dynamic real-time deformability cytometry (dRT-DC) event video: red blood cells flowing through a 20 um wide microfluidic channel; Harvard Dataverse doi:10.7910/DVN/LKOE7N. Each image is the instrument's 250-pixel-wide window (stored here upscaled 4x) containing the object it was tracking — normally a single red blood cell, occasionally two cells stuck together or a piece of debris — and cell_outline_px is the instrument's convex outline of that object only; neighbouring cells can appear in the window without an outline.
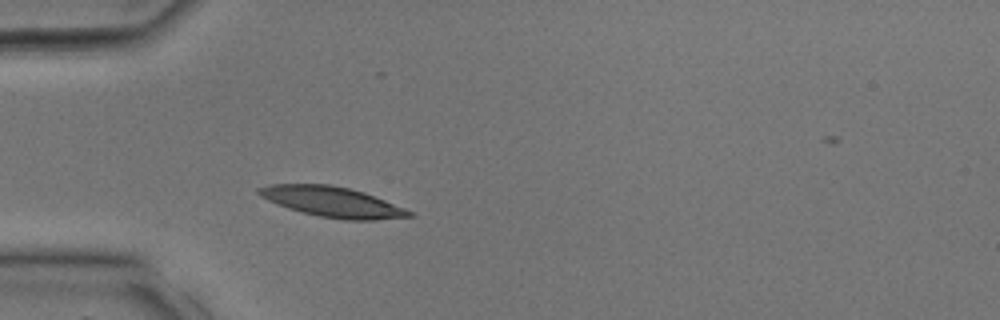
{"species": "common noctule bat (a hibernating species)", "species_latin": "Nyctalus noctula", "temperature_condition": "room temperature", "stored_images_in_passage": 20, "camera_frame_rate_fps": 3000, "um_per_image_px": 0.085, "animal": {"sex": "male", "body_mass_g": 17.9, "forearm_length_mm": 54.2}, "frame": {"image": 1, "passage_image": 6, "time_ms": 1.667, "image_size_px": [1000, 320], "cell_outline_px": [[404, 212], [388, 216], [332, 216], [312, 212], [296, 208], [288, 204], [288, 200], [296, 188], [304, 184], [340, 188], [356, 192], [380, 200]], "centroid_in_image_um": [28.78, 17.2], "position_along_channel_um": 56.2, "area_um2": 17.22}}
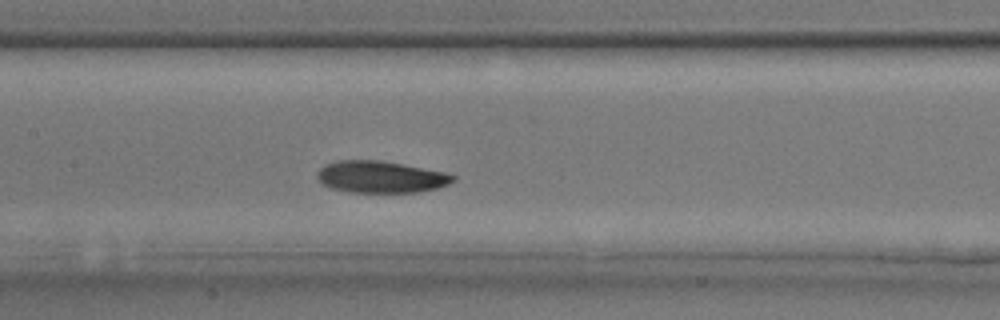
{"frame": {"image": 2, "passage_image": 12, "time_ms": 3.667, "image_size_px": [1000, 320], "cell_outline_px": [[448, 180], [440, 184], [420, 188], [356, 188], [340, 184], [328, 180], [324, 176], [324, 172], [328, 168], [340, 164], [388, 164], [432, 172], [448, 176]], "centroid_in_image_um": [32.5, 15.0], "position_along_channel_um": 174.9, "area_um2": 17.05}}
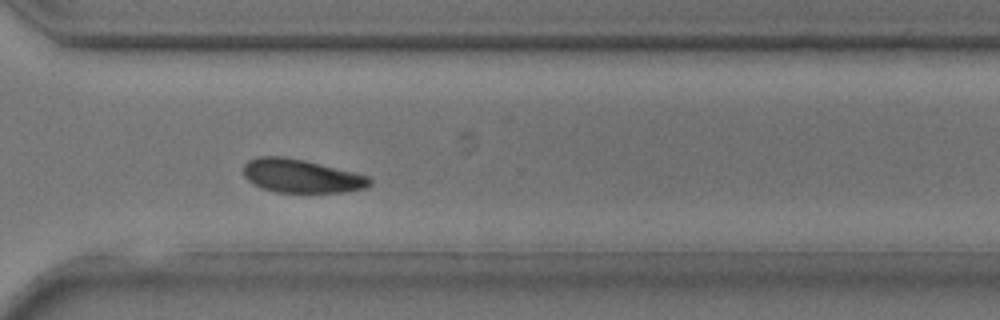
{"frame": {"image": 3, "passage_image": 20, "time_ms": 6.333, "image_size_px": [1000, 320], "cell_outline_px": [[368, 180], [364, 184], [352, 188], [276, 188], [264, 184], [256, 180], [248, 172], [248, 168], [256, 160], [288, 160], [308, 164], [356, 176]], "centroid_in_image_um": [25.56, 14.93], "position_along_channel_um": 345.0, "area_um2": 17.17}}